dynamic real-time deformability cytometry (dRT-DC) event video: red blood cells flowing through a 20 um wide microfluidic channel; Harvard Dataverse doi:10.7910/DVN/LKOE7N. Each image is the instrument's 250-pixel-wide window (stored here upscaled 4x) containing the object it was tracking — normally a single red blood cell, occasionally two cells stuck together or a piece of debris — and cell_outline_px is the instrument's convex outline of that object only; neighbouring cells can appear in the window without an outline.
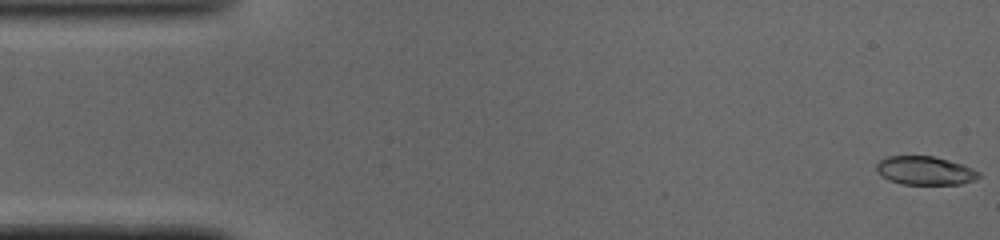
{"species": "common noctule bat (a hibernating species)", "species_latin": "Nyctalus noctula", "temperature_condition": "cold", "stored_images_in_passage": 49, "camera_frame_rate_fps": 3000, "um_per_image_px": 0.085, "animal": {"sex": "male", "body_mass_g": 19.0, "forearm_length_mm": 50.8}, "frame": {"image": 1, "passage_image": 1, "time_ms": 0.0, "image_size_px": [1000, 240], "cell_outline_px": [[980, 176], [972, 180], [960, 184], [900, 184], [888, 180], [876, 172], [876, 164], [880, 160], [888, 156], [932, 156], [948, 160], [972, 168], [980, 172]], "centroid_in_image_um": [78.58, 14.5], "position_along_channel_um": 6.4, "area_um2": 16.94}}
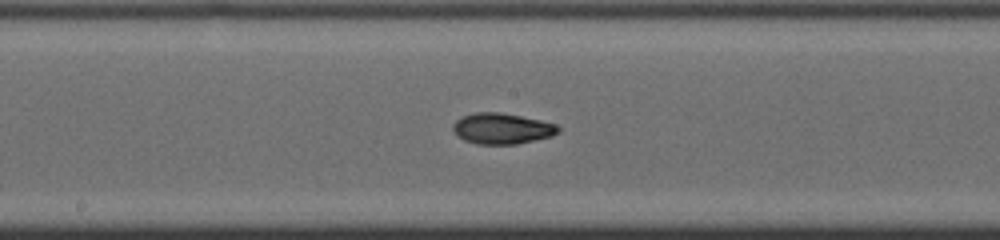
{"frame": {"image": 2, "passage_image": 25, "time_ms": 8.0, "image_size_px": [1000, 240], "cell_outline_px": [[560, 132], [552, 136], [516, 144], [476, 144], [464, 140], [456, 136], [452, 128], [452, 124], [456, 120], [464, 116], [476, 112], [500, 112], [540, 120], [556, 124], [560, 128]], "centroid_in_image_um": [42.65, 10.93], "position_along_channel_um": 205.5, "area_um2": 18.96}}
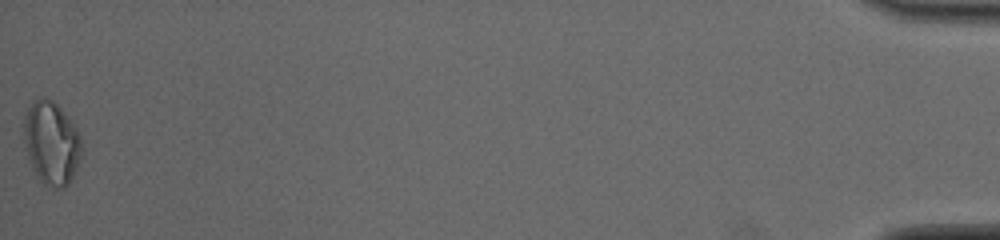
{"frame": {"image": 3, "passage_image": 49, "time_ms": 16.0, "image_size_px": [1000, 240], "cell_outline_px": [[80, 156], [76, 168], [68, 184], [64, 188], [56, 188], [44, 184], [40, 180], [28, 156], [24, 144], [24, 120], [28, 108], [32, 100], [40, 96], [44, 96], [52, 100], [68, 116], [80, 136]], "centroid_in_image_um": [4.35, 12.11], "position_along_channel_um": 430.8, "area_um2": 27.57}, "authors_computed_cell_mechanics": {"area_um2": 18.496, "velocity_mm_per_s": 4.1034, "shape_relaxation_time_tau1_ms": 7.1595, "shape_relaxation_time_tau2_ms": 2.7295, "deformation_change_tau1": 0.2209, "deformation_change_tau2": 0.0787}}